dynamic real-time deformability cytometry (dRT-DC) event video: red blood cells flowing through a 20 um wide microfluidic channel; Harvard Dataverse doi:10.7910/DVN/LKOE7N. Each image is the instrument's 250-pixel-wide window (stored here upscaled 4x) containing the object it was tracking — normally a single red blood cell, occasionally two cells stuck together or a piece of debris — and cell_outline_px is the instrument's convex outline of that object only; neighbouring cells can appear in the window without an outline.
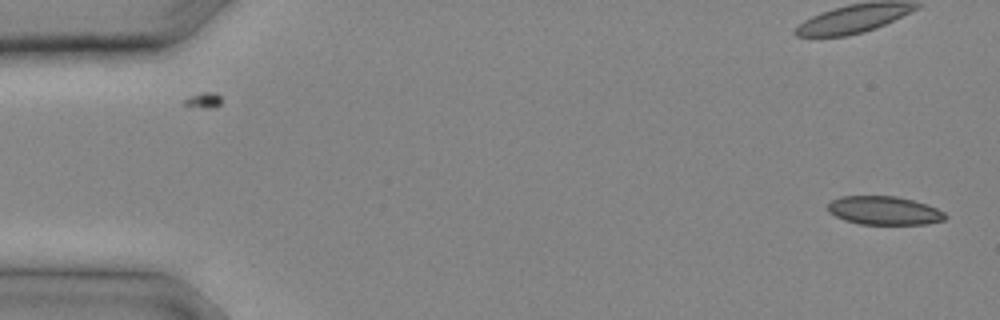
{"species": "common noctule bat (a hibernating species)", "species_latin": "Nyctalus noctula", "temperature_condition": "cold", "stored_images_in_passage": 3, "camera_frame_rate_fps": 3000, "um_per_image_px": 0.085, "animal": {"sex": "male", "body_mass_g": 20.4}, "frame": {"image": 1, "passage_image": 3, "time_ms": 0.667, "image_size_px": [1000, 320], "cell_outline_px": [[948, 216], [944, 220], [928, 224], [860, 224], [844, 220], [828, 212], [828, 204], [832, 200], [840, 196], [896, 196], [912, 200], [936, 208], [944, 212]], "centroid_in_image_um": [75.15, 17.9], "position_along_channel_um": 9.9, "area_um2": 19.48}}